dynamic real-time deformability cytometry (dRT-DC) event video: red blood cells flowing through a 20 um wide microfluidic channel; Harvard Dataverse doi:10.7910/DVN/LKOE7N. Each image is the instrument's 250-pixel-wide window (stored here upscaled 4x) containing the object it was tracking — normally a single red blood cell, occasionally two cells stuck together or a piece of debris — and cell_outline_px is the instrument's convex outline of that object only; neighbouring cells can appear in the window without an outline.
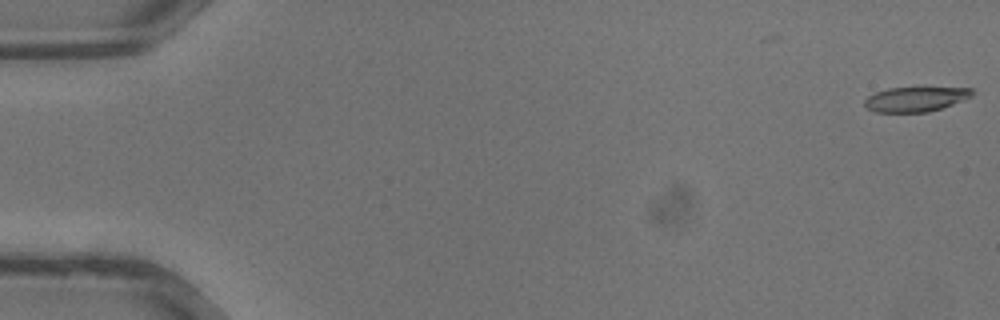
{"species": "common noctule bat (a hibernating species)", "species_latin": "Nyctalus noctula", "temperature_condition": "warm", "stored_images_in_passage": 11, "camera_frame_rate_fps": 3000, "um_per_image_px": 0.085, "animal": {"sex": "male", "body_mass_g": 13.3}, "frame": {"image": 1, "passage_image": 1, "time_ms": 0.0, "image_size_px": [1000, 320], "cell_outline_px": [[976, 92], [972, 96], [964, 100], [928, 112], [876, 112], [868, 108], [864, 104], [864, 100], [868, 96], [876, 92], [888, 88], [972, 88]], "centroid_in_image_um": [77.84, 8.43], "position_along_channel_um": 7.2, "area_um2": 15.37}}